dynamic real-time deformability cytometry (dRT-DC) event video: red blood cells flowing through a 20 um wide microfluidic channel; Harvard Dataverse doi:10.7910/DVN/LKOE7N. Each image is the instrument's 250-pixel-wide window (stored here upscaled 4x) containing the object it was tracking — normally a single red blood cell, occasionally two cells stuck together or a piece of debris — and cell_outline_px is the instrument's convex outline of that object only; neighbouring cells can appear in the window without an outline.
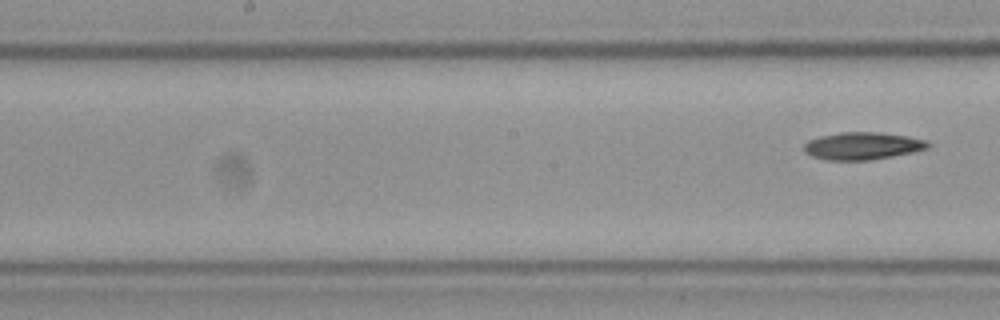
{"species": "Egyptian fruit bat (a non-hibernating species)", "species_latin": "Rousettus aegyptiacus", "temperature_condition": "cold", "stored_images_in_passage": 10, "segment_of_instrument_passage": [2, 2], "camera_frame_rate_fps": 3000, "um_per_image_px": 0.085, "frame": {"image": 1, "passage_image": 10, "time_ms": 3.0, "image_size_px": [1000, 320], "cell_outline_px": [[932, 144], [928, 148], [912, 152], [892, 156], [868, 160], [828, 160], [812, 156], [804, 152], [804, 144], [808, 140], [820, 136], [840, 132], [880, 132], [908, 136], [928, 140]], "centroid_in_image_um": [73.33, 12.39], "position_along_channel_um": 174.9, "area_um2": 19.88}}